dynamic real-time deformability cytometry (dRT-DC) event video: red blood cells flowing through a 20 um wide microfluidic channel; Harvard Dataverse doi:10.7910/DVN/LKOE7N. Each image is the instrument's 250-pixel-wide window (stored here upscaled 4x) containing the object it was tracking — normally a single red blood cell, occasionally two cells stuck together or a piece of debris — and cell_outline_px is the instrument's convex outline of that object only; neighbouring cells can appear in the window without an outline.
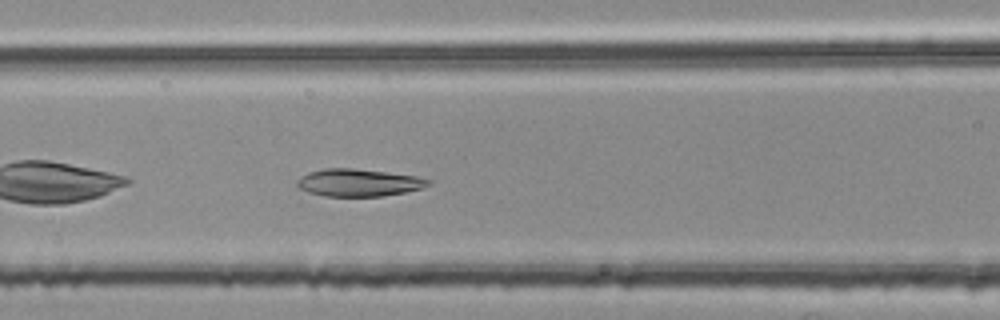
{"species": "common noctule bat (a hibernating species)", "species_latin": "Nyctalus noctula", "temperature_condition": "room temperature", "stored_images_in_passage": 36, "camera_frame_rate_fps": 3000, "um_per_image_px": 0.085, "animal": {"sex": "female", "body_mass_g": 25.1}, "frame": {"image": 1, "passage_image": 7, "time_ms": 2.0, "image_size_px": [1000, 320], "cell_outline_px": [[432, 184], [424, 188], [408, 192], [384, 196], [324, 196], [308, 192], [300, 188], [296, 184], [296, 180], [300, 176], [308, 172], [324, 168], [352, 168], [416, 176], [432, 180]], "centroid_in_image_um": [30.5, 15.53], "position_along_channel_um": 136.1, "area_um2": 21.15}}
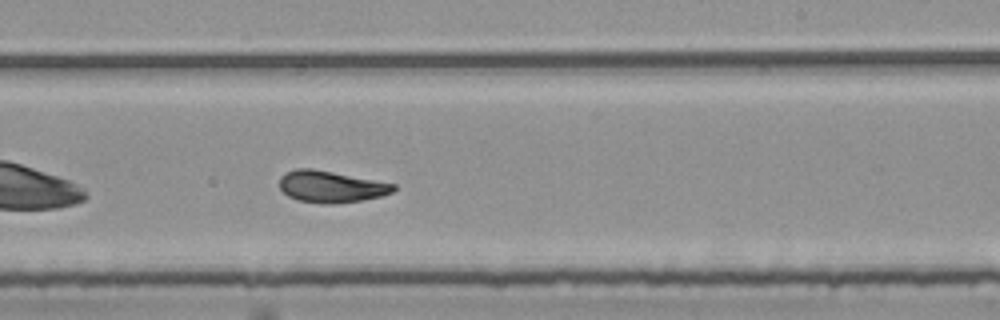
{"frame": {"image": 2, "passage_image": 17, "time_ms": 5.333, "image_size_px": [1000, 320], "cell_outline_px": [[396, 188], [392, 192], [380, 196], [360, 200], [336, 204], [324, 204], [300, 200], [288, 196], [280, 188], [280, 176], [284, 172], [296, 168], [312, 168], [396, 184]], "centroid_in_image_um": [28.1, 15.85], "position_along_channel_um": 260.9, "area_um2": 20.92}}
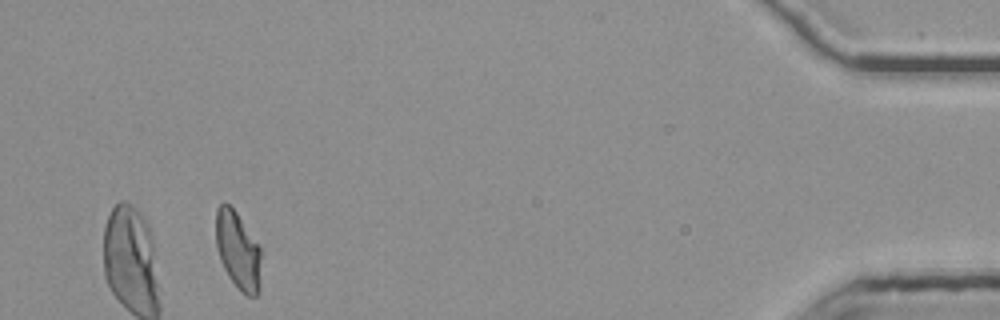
{"frame": {"image": 3, "passage_image": 35, "time_ms": 11.333, "image_size_px": [1000, 320], "cell_outline_px": [[260, 288], [256, 296], [248, 296], [228, 276], [220, 260], [216, 248], [216, 208], [220, 204], [228, 204], [236, 212], [260, 248]], "centroid_in_image_um": [20.21, 21.29], "position_along_channel_um": 415.0, "area_um2": 20.06}, "authors_computed_cell_mechanics": {"area_um2": 21.1548, "velocity_mm_per_s": 3.7539, "shape_relaxation_time_tau1_ms": 6.2798, "shape_relaxation_time_tau2_ms": 2.3043, "deformation_change_tau1": 0.1895, "deformation_change_tau2": 0.0927}}